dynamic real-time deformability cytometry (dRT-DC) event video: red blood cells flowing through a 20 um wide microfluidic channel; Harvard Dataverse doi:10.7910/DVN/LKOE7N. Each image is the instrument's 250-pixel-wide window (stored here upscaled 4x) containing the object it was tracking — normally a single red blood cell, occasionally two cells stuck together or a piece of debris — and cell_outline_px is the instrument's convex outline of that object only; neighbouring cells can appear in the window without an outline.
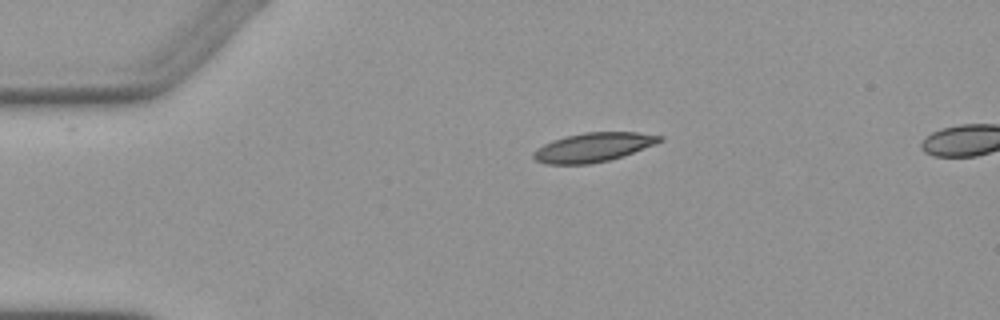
{"species": "Egyptian fruit bat (a non-hibernating species)", "species_latin": "Rousettus aegyptiacus", "temperature_condition": "warm", "stored_images_in_passage": 3, "segment_of_instrument_passage": [1, 2], "camera_frame_rate_fps": 3000, "um_per_image_px": 0.085, "animal": {"sex": "female"}, "frame": {"image": 1, "passage_image": 1, "time_ms": 0.0, "image_size_px": [1000, 320], "cell_outline_px": [[664, 140], [656, 144], [624, 156], [608, 160], [588, 164], [544, 164], [536, 160], [532, 156], [532, 152], [536, 148], [552, 140], [564, 136], [584, 132], [640, 132], [664, 136]], "centroid_in_image_um": [50.44, 12.51], "position_along_channel_um": 34.6, "area_um2": 21.68}}